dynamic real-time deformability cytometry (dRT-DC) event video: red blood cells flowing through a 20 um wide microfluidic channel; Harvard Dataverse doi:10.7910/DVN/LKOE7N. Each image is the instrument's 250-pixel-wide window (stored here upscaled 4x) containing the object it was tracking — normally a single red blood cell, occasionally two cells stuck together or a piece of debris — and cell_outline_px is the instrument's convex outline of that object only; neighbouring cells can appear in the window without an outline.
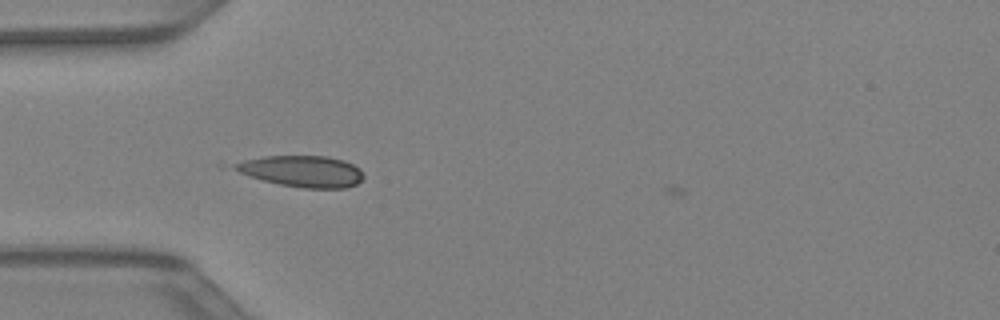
{"species": "Egyptian fruit bat (a non-hibernating species)", "species_latin": "Rousettus aegyptiacus", "temperature_condition": "warm", "stored_images_in_passage": 10, "camera_frame_rate_fps": 3000, "um_per_image_px": 0.085, "animal": {"sex": "female"}, "frame": {"image": 1, "passage_image": 5, "time_ms": 1.333, "image_size_px": [1000, 320], "cell_outline_px": [[364, 180], [356, 184], [344, 188], [304, 188], [280, 184], [264, 180], [240, 172], [232, 168], [236, 164], [244, 160], [264, 156], [328, 156], [344, 160], [360, 168], [364, 176]], "centroid_in_image_um": [25.76, 14.55], "position_along_channel_um": 59.2, "area_um2": 23.29}}
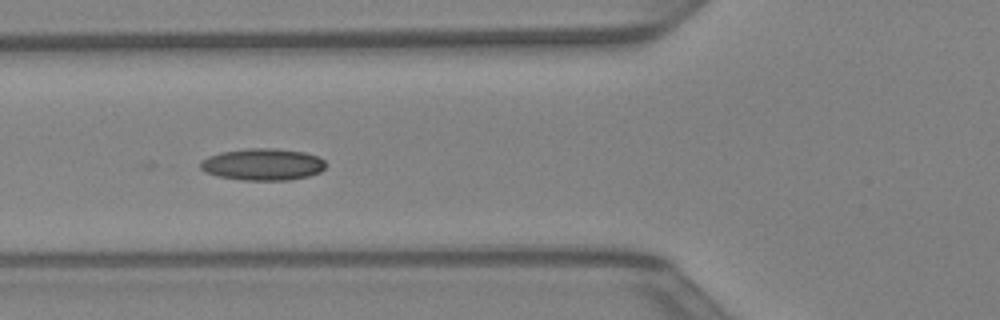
{"frame": {"image": 2, "passage_image": 8, "time_ms": 2.333, "image_size_px": [1000, 320], "cell_outline_px": [[324, 168], [320, 172], [308, 176], [288, 180], [244, 180], [220, 176], [208, 172], [200, 168], [200, 160], [208, 156], [220, 152], [248, 148], [276, 148], [304, 152], [316, 156], [324, 160]], "centroid_in_image_um": [22.32, 13.96], "position_along_channel_um": 103.5, "area_um2": 23.12}}